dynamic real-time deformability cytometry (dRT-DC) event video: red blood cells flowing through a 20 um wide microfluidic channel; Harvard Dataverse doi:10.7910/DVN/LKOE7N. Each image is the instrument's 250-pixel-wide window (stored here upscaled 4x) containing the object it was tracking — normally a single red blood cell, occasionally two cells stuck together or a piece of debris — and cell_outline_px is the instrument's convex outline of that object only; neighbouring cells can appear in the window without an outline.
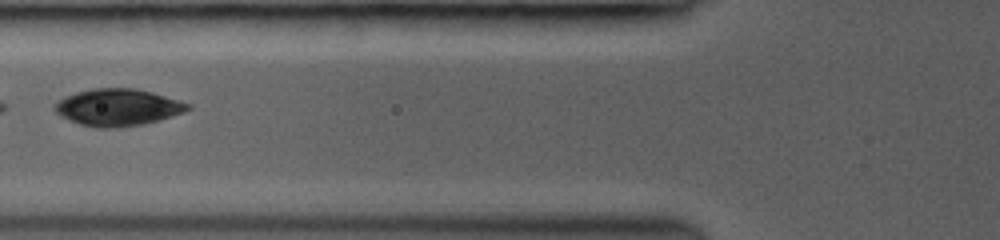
{"species": "common noctule bat (a hibernating species)", "species_latin": "Nyctalus noctula", "temperature_condition": "room temperature", "stored_images_in_passage": 6, "camera_frame_rate_fps": 3000, "um_per_image_px": 0.085, "animal": {"sex": "female", "body_mass_g": 19.0, "forearm_length_mm": 53.3}, "frame": {"image": 1, "passage_image": 6, "time_ms": 6.0, "image_size_px": [1000, 240], "cell_outline_px": [[192, 108], [184, 112], [160, 120], [144, 124], [116, 128], [96, 128], [80, 124], [60, 116], [52, 108], [52, 104], [56, 100], [76, 92], [92, 88], [136, 88], [152, 92], [180, 100], [192, 104]], "centroid_in_image_um": [10.0, 9.12], "position_along_channel_um": 115.8, "area_um2": 29.07}}